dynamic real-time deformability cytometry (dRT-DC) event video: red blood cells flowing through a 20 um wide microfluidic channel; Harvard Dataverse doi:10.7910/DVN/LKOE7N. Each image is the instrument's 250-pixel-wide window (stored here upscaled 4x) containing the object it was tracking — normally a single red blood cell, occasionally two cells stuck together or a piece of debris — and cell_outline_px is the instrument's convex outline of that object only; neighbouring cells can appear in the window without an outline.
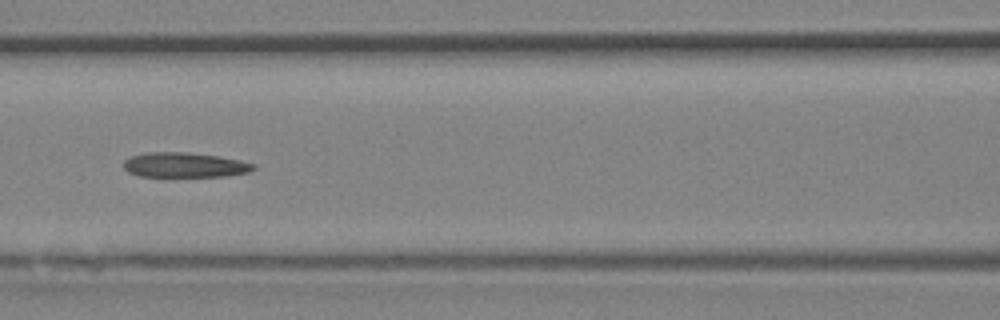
{"species": "Egyptian fruit bat (a non-hibernating species)", "species_latin": "Rousettus aegyptiacus", "temperature_condition": "room temperature", "stored_images_in_passage": 17, "camera_frame_rate_fps": 3000, "um_per_image_px": 0.085, "animal": {"sex": "female"}, "frame": {"image": 1, "passage_image": 6, "time_ms": 1.667, "image_size_px": [1000, 320], "cell_outline_px": [[256, 168], [248, 172], [224, 176], [140, 176], [128, 172], [124, 168], [124, 160], [132, 156], [148, 152], [188, 152], [216, 156], [240, 160], [256, 164]], "centroid_in_image_um": [15.7, 14.02], "position_along_channel_um": 150.9, "area_um2": 18.67}}
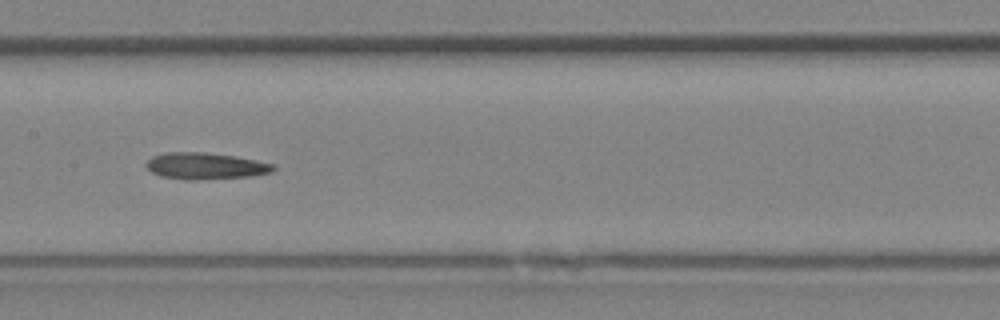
{"frame": {"image": 2, "passage_image": 8, "time_ms": 2.333, "image_size_px": [1000, 320], "cell_outline_px": [[276, 168], [272, 172], [248, 176], [192, 180], [184, 180], [160, 176], [152, 172], [144, 164], [152, 156], [164, 152], [204, 152], [232, 156], [256, 160], [276, 164]], "centroid_in_image_um": [17.43, 14.1], "position_along_channel_um": 190.0, "area_um2": 19.65}}